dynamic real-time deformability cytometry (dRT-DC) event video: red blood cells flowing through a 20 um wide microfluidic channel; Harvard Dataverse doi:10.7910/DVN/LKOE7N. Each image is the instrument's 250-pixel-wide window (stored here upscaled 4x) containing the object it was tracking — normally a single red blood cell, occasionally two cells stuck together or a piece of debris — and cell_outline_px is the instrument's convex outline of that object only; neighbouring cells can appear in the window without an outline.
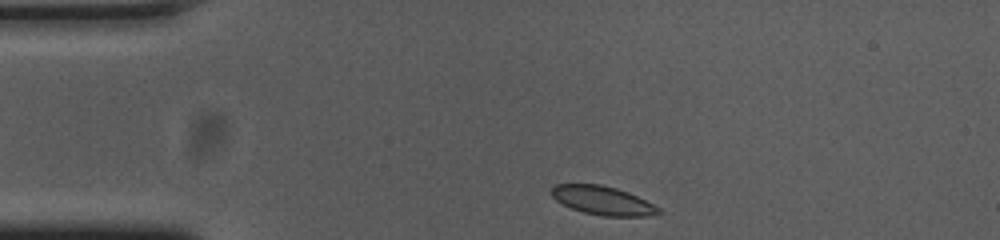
{"species": "common noctule bat (a hibernating species)", "species_latin": "Nyctalus noctula", "temperature_condition": "cold", "stored_images_in_passage": 36, "camera_frame_rate_fps": 3000, "um_per_image_px": 0.085, "animal": {"sex": "female", "body_mass_g": 23.0, "forearm_length_mm": 53.4}, "frame": {"image": 1, "passage_image": 1, "time_ms": 0.0, "image_size_px": [1000, 240], "cell_outline_px": [[660, 212], [648, 216], [604, 216], [584, 212], [572, 208], [556, 200], [552, 196], [552, 184], [600, 184], [616, 188], [628, 192], [660, 208]], "centroid_in_image_um": [51.21, 17.03], "position_along_channel_um": 33.8, "area_um2": 17.63}}
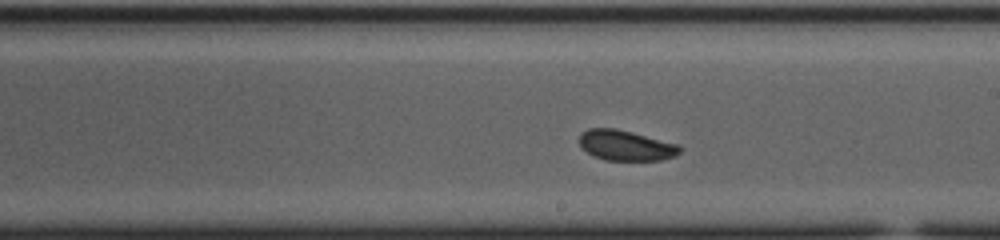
{"frame": {"image": 2, "passage_image": 21, "time_ms": 6.667, "image_size_px": [1000, 240], "cell_outline_px": [[680, 152], [676, 156], [660, 160], [604, 160], [580, 148], [580, 132], [588, 128], [616, 128], [632, 132], [676, 144], [680, 148]], "centroid_in_image_um": [53.15, 12.35], "position_along_channel_um": 235.9, "area_um2": 17.63}}
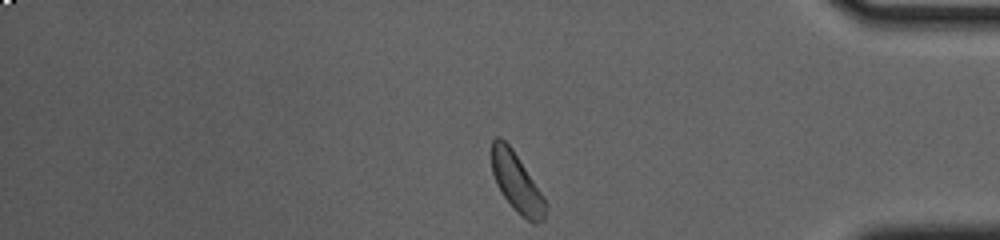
{"frame": {"image": 3, "passage_image": 36, "time_ms": 11.667, "image_size_px": [1000, 240], "cell_outline_px": [[548, 208], [544, 220], [536, 224], [532, 224], [516, 212], [512, 208], [496, 184], [492, 172], [492, 140], [496, 136], [500, 136], [512, 148], [548, 204]], "centroid_in_image_um": [43.93, 15.57], "position_along_channel_um": 391.3, "area_um2": 18.55}, "authors_computed_cell_mechanics": {"area_um2": 18.1203, "velocity_mm_per_s": 3.6398, "shape_relaxation_time_tau1_ms": 1.9299, "shape_relaxation_time_tau2_ms": null, "deformation_change_tau1": 0.047, "deformation_change_tau2": null}}